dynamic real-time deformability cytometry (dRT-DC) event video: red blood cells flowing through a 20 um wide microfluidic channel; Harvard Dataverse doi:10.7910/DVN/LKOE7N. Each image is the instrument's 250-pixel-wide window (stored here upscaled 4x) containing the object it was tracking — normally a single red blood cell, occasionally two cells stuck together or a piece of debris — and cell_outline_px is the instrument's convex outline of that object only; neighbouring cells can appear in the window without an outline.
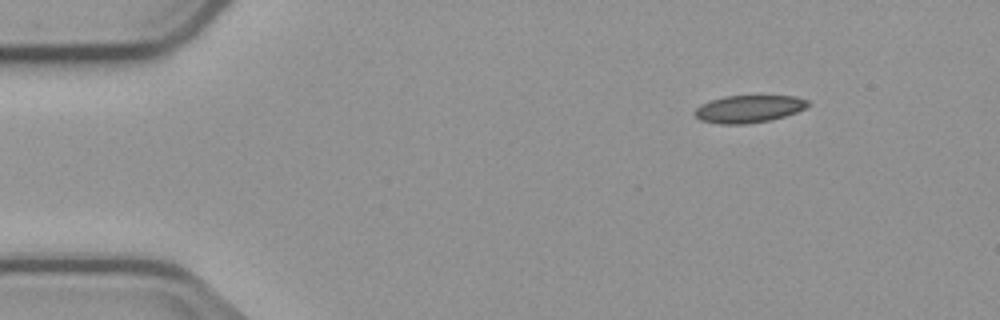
{"species": "common noctule bat (a hibernating species)", "species_latin": "Nyctalus noctula", "temperature_condition": "cold", "stored_images_in_passage": 3, "camera_frame_rate_fps": 3000, "um_per_image_px": 0.085, "animal": {"sex": "male", "body_mass_g": 23.1, "forearm_length_mm": 52.7}, "frame": {"image": 1, "passage_image": 3, "time_ms": 2.333, "image_size_px": [1000, 320], "cell_outline_px": [[808, 104], [804, 108], [796, 112], [784, 116], [768, 120], [748, 124], [720, 124], [700, 120], [692, 112], [700, 104], [724, 96], [796, 96], [808, 100]], "centroid_in_image_um": [63.6, 9.26], "position_along_channel_um": 21.4, "area_um2": 17.98}}